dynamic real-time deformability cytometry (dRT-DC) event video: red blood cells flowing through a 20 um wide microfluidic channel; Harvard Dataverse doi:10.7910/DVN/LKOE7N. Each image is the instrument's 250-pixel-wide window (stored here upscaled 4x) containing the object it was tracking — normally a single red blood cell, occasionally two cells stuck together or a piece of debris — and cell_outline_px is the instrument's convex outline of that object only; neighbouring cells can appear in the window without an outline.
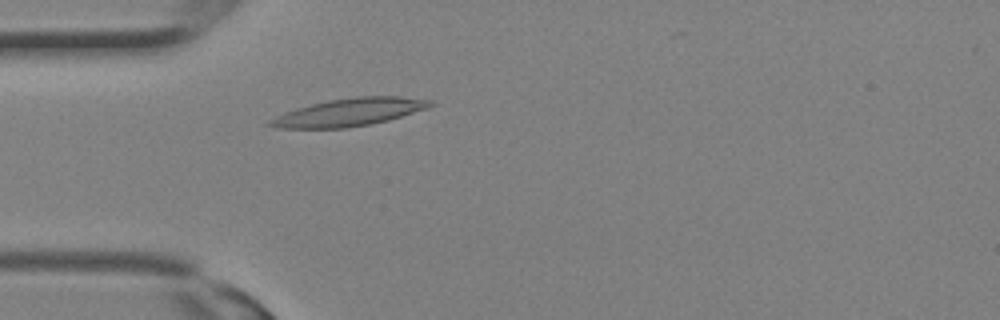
{"species": "Egyptian fruit bat (a non-hibernating species)", "species_latin": "Rousettus aegyptiacus", "temperature_condition": "room temperature", "stored_images_in_passage": 15, "camera_frame_rate_fps": 3000, "um_per_image_px": 0.085, "animal": {"sex": "female"}, "frame": {"image": 1, "passage_image": 7, "time_ms": 2.0, "image_size_px": [1000, 320], "cell_outline_px": [[436, 104], [428, 108], [388, 120], [372, 124], [344, 128], [276, 128], [264, 124], [268, 120], [276, 116], [296, 108], [328, 100], [356, 96], [400, 96], [432, 100]], "centroid_in_image_um": [29.69, 9.54], "position_along_channel_um": 55.3, "area_um2": 25.95}}
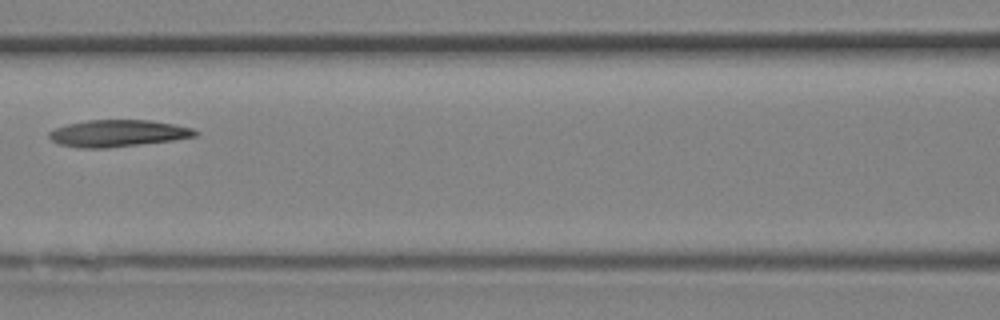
{"frame": {"image": 2, "passage_image": 12, "time_ms": 3.667, "image_size_px": [1000, 320], "cell_outline_px": [[200, 132], [196, 136], [172, 140], [108, 148], [80, 148], [60, 144], [52, 140], [48, 136], [48, 132], [56, 128], [68, 124], [88, 120], [152, 120], [176, 124], [192, 128]], "centroid_in_image_um": [10.04, 11.32], "position_along_channel_um": 156.6, "area_um2": 22.83}}
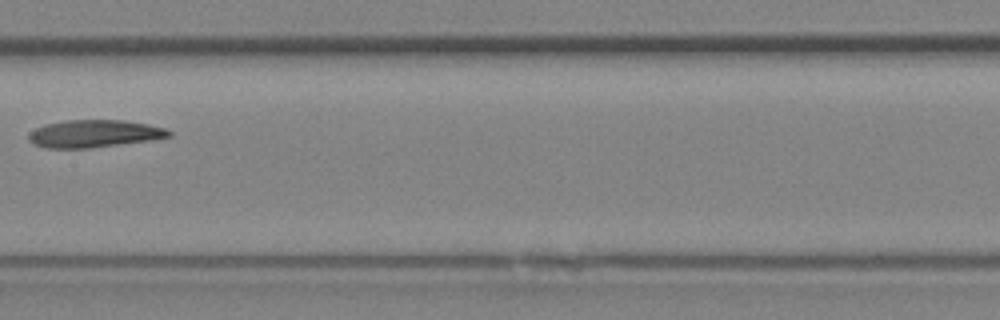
{"frame": {"image": 3, "passage_image": 14, "time_ms": 4.333, "image_size_px": [1000, 320], "cell_outline_px": [[172, 136], [148, 140], [92, 148], [44, 148], [32, 144], [28, 140], [28, 132], [44, 124], [64, 120], [124, 120], [148, 124], [164, 128], [172, 132]], "centroid_in_image_um": [7.94, 11.36], "position_along_channel_um": 199.5, "area_um2": 22.6}}